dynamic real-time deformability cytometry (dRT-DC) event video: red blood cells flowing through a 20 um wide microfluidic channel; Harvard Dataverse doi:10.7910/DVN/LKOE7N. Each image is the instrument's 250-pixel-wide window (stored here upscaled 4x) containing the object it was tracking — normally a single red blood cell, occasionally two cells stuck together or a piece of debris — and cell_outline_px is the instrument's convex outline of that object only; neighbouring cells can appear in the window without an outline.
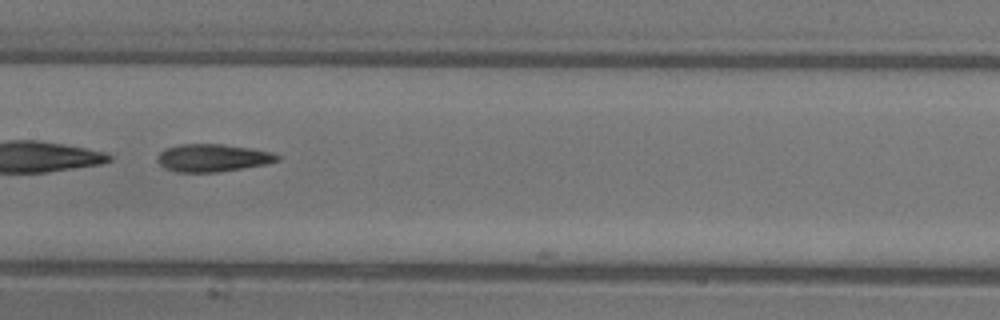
{"species": "common noctule bat (a hibernating species)", "species_latin": "Nyctalus noctula", "temperature_condition": "warm", "stored_images_in_passage": 13, "camera_frame_rate_fps": 3000, "um_per_image_px": 0.085, "animal": {"sex": "female"}, "frame": {"image": 1, "passage_image": 11, "time_ms": 3.333, "image_size_px": [1000, 320], "cell_outline_px": [[280, 160], [264, 164], [216, 172], [176, 172], [164, 168], [156, 160], [156, 156], [164, 148], [180, 144], [220, 144], [252, 148], [272, 152], [280, 156]], "centroid_in_image_um": [18.03, 13.41], "position_along_channel_um": 189.4, "area_um2": 19.31}}